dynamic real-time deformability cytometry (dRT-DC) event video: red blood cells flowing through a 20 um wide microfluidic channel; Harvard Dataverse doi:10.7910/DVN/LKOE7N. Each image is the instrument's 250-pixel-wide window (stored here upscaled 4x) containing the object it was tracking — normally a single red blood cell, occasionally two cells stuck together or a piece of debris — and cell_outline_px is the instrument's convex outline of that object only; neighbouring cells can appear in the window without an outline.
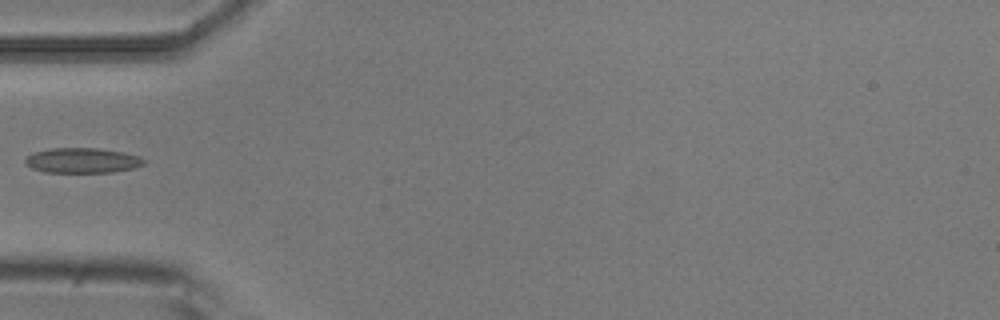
{"species": "common noctule bat (a hibernating species)", "species_latin": "Nyctalus noctula", "temperature_condition": "room temperature", "stored_images_in_passage": 3, "camera_frame_rate_fps": 3000, "um_per_image_px": 0.085, "animal": {"sex": "male", "body_mass_g": 20.5, "forearm_length_mm": 52.5}, "frame": {"image": 1, "passage_image": 3, "time_ms": 0.667, "image_size_px": [1000, 320], "cell_outline_px": [[144, 164], [136, 168], [112, 172], [44, 172], [32, 168], [24, 160], [28, 156], [36, 152], [52, 148], [96, 148], [124, 152], [140, 156], [144, 160]], "centroid_in_image_um": [7.05, 13.64], "position_along_channel_um": 78.0, "area_um2": 17.22}}